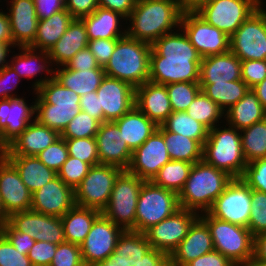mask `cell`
<instances>
[{"mask_svg": "<svg viewBox=\"0 0 266 266\" xmlns=\"http://www.w3.org/2000/svg\"><path fill=\"white\" fill-rule=\"evenodd\" d=\"M151 46L149 81L163 85L199 82L202 58L182 29L163 35Z\"/></svg>", "mask_w": 266, "mask_h": 266, "instance_id": "obj_1", "label": "cell"}, {"mask_svg": "<svg viewBox=\"0 0 266 266\" xmlns=\"http://www.w3.org/2000/svg\"><path fill=\"white\" fill-rule=\"evenodd\" d=\"M34 87V88H33ZM35 97L34 119L59 134L69 122L80 113V96L62 86L54 75L40 77L33 83Z\"/></svg>", "mask_w": 266, "mask_h": 266, "instance_id": "obj_2", "label": "cell"}, {"mask_svg": "<svg viewBox=\"0 0 266 266\" xmlns=\"http://www.w3.org/2000/svg\"><path fill=\"white\" fill-rule=\"evenodd\" d=\"M182 14L178 0H137L126 19V23L130 22L126 34L152 45L158 38L180 28Z\"/></svg>", "mask_w": 266, "mask_h": 266, "instance_id": "obj_3", "label": "cell"}, {"mask_svg": "<svg viewBox=\"0 0 266 266\" xmlns=\"http://www.w3.org/2000/svg\"><path fill=\"white\" fill-rule=\"evenodd\" d=\"M232 180L233 177L227 172L213 167L204 160L194 163L178 194L180 208L198 214L208 212Z\"/></svg>", "mask_w": 266, "mask_h": 266, "instance_id": "obj_4", "label": "cell"}, {"mask_svg": "<svg viewBox=\"0 0 266 266\" xmlns=\"http://www.w3.org/2000/svg\"><path fill=\"white\" fill-rule=\"evenodd\" d=\"M151 49V44L126 34L118 39L104 67L105 75L127 82L134 88L139 87L149 81Z\"/></svg>", "mask_w": 266, "mask_h": 266, "instance_id": "obj_5", "label": "cell"}, {"mask_svg": "<svg viewBox=\"0 0 266 266\" xmlns=\"http://www.w3.org/2000/svg\"><path fill=\"white\" fill-rule=\"evenodd\" d=\"M218 125L209 130L203 145V160L233 178H241L247 165L242 150L241 133L235 127Z\"/></svg>", "mask_w": 266, "mask_h": 266, "instance_id": "obj_6", "label": "cell"}, {"mask_svg": "<svg viewBox=\"0 0 266 266\" xmlns=\"http://www.w3.org/2000/svg\"><path fill=\"white\" fill-rule=\"evenodd\" d=\"M199 217L210 230L214 250L237 266L247 264L253 258L254 236L247 227L212 217L208 212L199 214Z\"/></svg>", "mask_w": 266, "mask_h": 266, "instance_id": "obj_7", "label": "cell"}, {"mask_svg": "<svg viewBox=\"0 0 266 266\" xmlns=\"http://www.w3.org/2000/svg\"><path fill=\"white\" fill-rule=\"evenodd\" d=\"M143 179L123 170L114 182L107 206L101 213L124 230L136 231V209Z\"/></svg>", "mask_w": 266, "mask_h": 266, "instance_id": "obj_8", "label": "cell"}, {"mask_svg": "<svg viewBox=\"0 0 266 266\" xmlns=\"http://www.w3.org/2000/svg\"><path fill=\"white\" fill-rule=\"evenodd\" d=\"M179 209L177 193L144 181L137 201L136 231L144 233Z\"/></svg>", "mask_w": 266, "mask_h": 266, "instance_id": "obj_9", "label": "cell"}, {"mask_svg": "<svg viewBox=\"0 0 266 266\" xmlns=\"http://www.w3.org/2000/svg\"><path fill=\"white\" fill-rule=\"evenodd\" d=\"M123 170L106 164L91 166L74 190L75 205L102 211L108 204L114 182Z\"/></svg>", "mask_w": 266, "mask_h": 266, "instance_id": "obj_10", "label": "cell"}, {"mask_svg": "<svg viewBox=\"0 0 266 266\" xmlns=\"http://www.w3.org/2000/svg\"><path fill=\"white\" fill-rule=\"evenodd\" d=\"M230 51L241 61L266 60V10L263 7L230 36Z\"/></svg>", "mask_w": 266, "mask_h": 266, "instance_id": "obj_11", "label": "cell"}, {"mask_svg": "<svg viewBox=\"0 0 266 266\" xmlns=\"http://www.w3.org/2000/svg\"><path fill=\"white\" fill-rule=\"evenodd\" d=\"M259 8L253 0H208L195 12L230 37Z\"/></svg>", "mask_w": 266, "mask_h": 266, "instance_id": "obj_12", "label": "cell"}, {"mask_svg": "<svg viewBox=\"0 0 266 266\" xmlns=\"http://www.w3.org/2000/svg\"><path fill=\"white\" fill-rule=\"evenodd\" d=\"M180 29L187 35L201 58L230 51V37L208 24L195 11H183Z\"/></svg>", "mask_w": 266, "mask_h": 266, "instance_id": "obj_13", "label": "cell"}, {"mask_svg": "<svg viewBox=\"0 0 266 266\" xmlns=\"http://www.w3.org/2000/svg\"><path fill=\"white\" fill-rule=\"evenodd\" d=\"M251 195L252 190L242 179L233 178L208 213L220 220L248 227L252 208Z\"/></svg>", "mask_w": 266, "mask_h": 266, "instance_id": "obj_14", "label": "cell"}, {"mask_svg": "<svg viewBox=\"0 0 266 266\" xmlns=\"http://www.w3.org/2000/svg\"><path fill=\"white\" fill-rule=\"evenodd\" d=\"M198 217V213L180 208L173 215L150 227L144 234L151 248L170 256Z\"/></svg>", "mask_w": 266, "mask_h": 266, "instance_id": "obj_15", "label": "cell"}, {"mask_svg": "<svg viewBox=\"0 0 266 266\" xmlns=\"http://www.w3.org/2000/svg\"><path fill=\"white\" fill-rule=\"evenodd\" d=\"M124 229L115 225L102 213L95 219L84 242L80 245L85 266H95L104 261L117 245Z\"/></svg>", "mask_w": 266, "mask_h": 266, "instance_id": "obj_16", "label": "cell"}, {"mask_svg": "<svg viewBox=\"0 0 266 266\" xmlns=\"http://www.w3.org/2000/svg\"><path fill=\"white\" fill-rule=\"evenodd\" d=\"M7 222L15 230L29 234L35 241H47L57 245L65 242L61 217L27 210L12 213Z\"/></svg>", "mask_w": 266, "mask_h": 266, "instance_id": "obj_17", "label": "cell"}, {"mask_svg": "<svg viewBox=\"0 0 266 266\" xmlns=\"http://www.w3.org/2000/svg\"><path fill=\"white\" fill-rule=\"evenodd\" d=\"M170 160L164 137L156 129L139 148L132 152L127 171L144 181H152L161 167Z\"/></svg>", "mask_w": 266, "mask_h": 266, "instance_id": "obj_18", "label": "cell"}, {"mask_svg": "<svg viewBox=\"0 0 266 266\" xmlns=\"http://www.w3.org/2000/svg\"><path fill=\"white\" fill-rule=\"evenodd\" d=\"M96 93L103 109V122L115 121L135 106V88L119 79L105 75Z\"/></svg>", "mask_w": 266, "mask_h": 266, "instance_id": "obj_19", "label": "cell"}, {"mask_svg": "<svg viewBox=\"0 0 266 266\" xmlns=\"http://www.w3.org/2000/svg\"><path fill=\"white\" fill-rule=\"evenodd\" d=\"M0 199L8 216L31 208L32 193L24 185L18 170L7 158L0 159Z\"/></svg>", "mask_w": 266, "mask_h": 266, "instance_id": "obj_20", "label": "cell"}, {"mask_svg": "<svg viewBox=\"0 0 266 266\" xmlns=\"http://www.w3.org/2000/svg\"><path fill=\"white\" fill-rule=\"evenodd\" d=\"M95 140L100 164L113 165L122 170L128 169L132 151L113 121L100 124Z\"/></svg>", "mask_w": 266, "mask_h": 266, "instance_id": "obj_21", "label": "cell"}, {"mask_svg": "<svg viewBox=\"0 0 266 266\" xmlns=\"http://www.w3.org/2000/svg\"><path fill=\"white\" fill-rule=\"evenodd\" d=\"M75 205L74 190L58 176L32 194L30 210L62 217Z\"/></svg>", "mask_w": 266, "mask_h": 266, "instance_id": "obj_22", "label": "cell"}, {"mask_svg": "<svg viewBox=\"0 0 266 266\" xmlns=\"http://www.w3.org/2000/svg\"><path fill=\"white\" fill-rule=\"evenodd\" d=\"M8 9L13 47H28L36 36L38 17L34 0H10Z\"/></svg>", "mask_w": 266, "mask_h": 266, "instance_id": "obj_23", "label": "cell"}, {"mask_svg": "<svg viewBox=\"0 0 266 266\" xmlns=\"http://www.w3.org/2000/svg\"><path fill=\"white\" fill-rule=\"evenodd\" d=\"M214 250L213 240L207 224L198 217L188 230L186 237L169 256L171 266H185Z\"/></svg>", "mask_w": 266, "mask_h": 266, "instance_id": "obj_24", "label": "cell"}, {"mask_svg": "<svg viewBox=\"0 0 266 266\" xmlns=\"http://www.w3.org/2000/svg\"><path fill=\"white\" fill-rule=\"evenodd\" d=\"M135 106L157 126L173 112L166 85L151 81L135 88Z\"/></svg>", "mask_w": 266, "mask_h": 266, "instance_id": "obj_25", "label": "cell"}, {"mask_svg": "<svg viewBox=\"0 0 266 266\" xmlns=\"http://www.w3.org/2000/svg\"><path fill=\"white\" fill-rule=\"evenodd\" d=\"M32 103L28 106L22 97L0 100V130L9 144L35 120V102Z\"/></svg>", "mask_w": 266, "mask_h": 266, "instance_id": "obj_26", "label": "cell"}, {"mask_svg": "<svg viewBox=\"0 0 266 266\" xmlns=\"http://www.w3.org/2000/svg\"><path fill=\"white\" fill-rule=\"evenodd\" d=\"M60 138V134L36 120L10 143L8 156H36Z\"/></svg>", "mask_w": 266, "mask_h": 266, "instance_id": "obj_27", "label": "cell"}, {"mask_svg": "<svg viewBox=\"0 0 266 266\" xmlns=\"http://www.w3.org/2000/svg\"><path fill=\"white\" fill-rule=\"evenodd\" d=\"M241 79V60L231 51L201 59L199 84H213Z\"/></svg>", "mask_w": 266, "mask_h": 266, "instance_id": "obj_28", "label": "cell"}, {"mask_svg": "<svg viewBox=\"0 0 266 266\" xmlns=\"http://www.w3.org/2000/svg\"><path fill=\"white\" fill-rule=\"evenodd\" d=\"M88 34L82 19L74 18L66 32L48 51V55L55 65L63 66L80 50L87 47Z\"/></svg>", "mask_w": 266, "mask_h": 266, "instance_id": "obj_29", "label": "cell"}, {"mask_svg": "<svg viewBox=\"0 0 266 266\" xmlns=\"http://www.w3.org/2000/svg\"><path fill=\"white\" fill-rule=\"evenodd\" d=\"M113 122L118 126L122 137L132 152L139 148L158 128L136 106Z\"/></svg>", "mask_w": 266, "mask_h": 266, "instance_id": "obj_30", "label": "cell"}, {"mask_svg": "<svg viewBox=\"0 0 266 266\" xmlns=\"http://www.w3.org/2000/svg\"><path fill=\"white\" fill-rule=\"evenodd\" d=\"M81 19L84 22L89 40L119 39L126 35V30L120 29L122 27L120 20H126V18L118 12L98 7L90 15Z\"/></svg>", "mask_w": 266, "mask_h": 266, "instance_id": "obj_31", "label": "cell"}, {"mask_svg": "<svg viewBox=\"0 0 266 266\" xmlns=\"http://www.w3.org/2000/svg\"><path fill=\"white\" fill-rule=\"evenodd\" d=\"M54 78L64 87L73 90L80 97L98 89L105 77L104 67L86 70H71L65 65L54 70Z\"/></svg>", "mask_w": 266, "mask_h": 266, "instance_id": "obj_32", "label": "cell"}, {"mask_svg": "<svg viewBox=\"0 0 266 266\" xmlns=\"http://www.w3.org/2000/svg\"><path fill=\"white\" fill-rule=\"evenodd\" d=\"M7 159L18 170L21 180L32 194L57 176L37 156H7Z\"/></svg>", "mask_w": 266, "mask_h": 266, "instance_id": "obj_33", "label": "cell"}, {"mask_svg": "<svg viewBox=\"0 0 266 266\" xmlns=\"http://www.w3.org/2000/svg\"><path fill=\"white\" fill-rule=\"evenodd\" d=\"M266 117V110L262 107L256 93L249 89L243 98L225 112L226 123L237 130L250 127Z\"/></svg>", "mask_w": 266, "mask_h": 266, "instance_id": "obj_34", "label": "cell"}, {"mask_svg": "<svg viewBox=\"0 0 266 266\" xmlns=\"http://www.w3.org/2000/svg\"><path fill=\"white\" fill-rule=\"evenodd\" d=\"M101 211L74 205L61 217L66 242L81 245Z\"/></svg>", "mask_w": 266, "mask_h": 266, "instance_id": "obj_35", "label": "cell"}, {"mask_svg": "<svg viewBox=\"0 0 266 266\" xmlns=\"http://www.w3.org/2000/svg\"><path fill=\"white\" fill-rule=\"evenodd\" d=\"M73 19L74 17L64 9L47 19L39 20L35 39L29 47L48 52L66 32Z\"/></svg>", "mask_w": 266, "mask_h": 266, "instance_id": "obj_36", "label": "cell"}, {"mask_svg": "<svg viewBox=\"0 0 266 266\" xmlns=\"http://www.w3.org/2000/svg\"><path fill=\"white\" fill-rule=\"evenodd\" d=\"M18 48L21 52L11 58V63H8L9 61L7 60V64L14 69L20 77L31 79L38 73L41 74L45 71L48 74H54V69L52 67L49 68L53 63L47 51L39 50V52H37L38 50L32 49L29 46Z\"/></svg>", "mask_w": 266, "mask_h": 266, "instance_id": "obj_37", "label": "cell"}, {"mask_svg": "<svg viewBox=\"0 0 266 266\" xmlns=\"http://www.w3.org/2000/svg\"><path fill=\"white\" fill-rule=\"evenodd\" d=\"M163 135L171 160L196 163L203 160V145L194 139L167 131L162 125L157 128Z\"/></svg>", "mask_w": 266, "mask_h": 266, "instance_id": "obj_38", "label": "cell"}, {"mask_svg": "<svg viewBox=\"0 0 266 266\" xmlns=\"http://www.w3.org/2000/svg\"><path fill=\"white\" fill-rule=\"evenodd\" d=\"M151 249L144 233L124 230L120 235L114 253L125 266H135Z\"/></svg>", "mask_w": 266, "mask_h": 266, "instance_id": "obj_39", "label": "cell"}, {"mask_svg": "<svg viewBox=\"0 0 266 266\" xmlns=\"http://www.w3.org/2000/svg\"><path fill=\"white\" fill-rule=\"evenodd\" d=\"M201 91L215 102L224 113L236 104L250 89L241 80L213 84H200Z\"/></svg>", "mask_w": 266, "mask_h": 266, "instance_id": "obj_40", "label": "cell"}, {"mask_svg": "<svg viewBox=\"0 0 266 266\" xmlns=\"http://www.w3.org/2000/svg\"><path fill=\"white\" fill-rule=\"evenodd\" d=\"M192 166V163L186 161L170 160L161 167L152 182L179 194L189 177Z\"/></svg>", "mask_w": 266, "mask_h": 266, "instance_id": "obj_41", "label": "cell"}, {"mask_svg": "<svg viewBox=\"0 0 266 266\" xmlns=\"http://www.w3.org/2000/svg\"><path fill=\"white\" fill-rule=\"evenodd\" d=\"M240 133L242 150L247 163L266 158V117L242 129Z\"/></svg>", "mask_w": 266, "mask_h": 266, "instance_id": "obj_42", "label": "cell"}, {"mask_svg": "<svg viewBox=\"0 0 266 266\" xmlns=\"http://www.w3.org/2000/svg\"><path fill=\"white\" fill-rule=\"evenodd\" d=\"M162 126L169 132L197 140L202 145L207 140L209 132L203 124L190 117L186 111L172 112Z\"/></svg>", "mask_w": 266, "mask_h": 266, "instance_id": "obj_43", "label": "cell"}, {"mask_svg": "<svg viewBox=\"0 0 266 266\" xmlns=\"http://www.w3.org/2000/svg\"><path fill=\"white\" fill-rule=\"evenodd\" d=\"M186 112L190 117L203 124L208 130L217 126L219 120L225 116L224 111L202 91L189 105Z\"/></svg>", "mask_w": 266, "mask_h": 266, "instance_id": "obj_44", "label": "cell"}, {"mask_svg": "<svg viewBox=\"0 0 266 266\" xmlns=\"http://www.w3.org/2000/svg\"><path fill=\"white\" fill-rule=\"evenodd\" d=\"M167 93L173 112L186 111L201 92L199 82H178L167 84Z\"/></svg>", "mask_w": 266, "mask_h": 266, "instance_id": "obj_45", "label": "cell"}, {"mask_svg": "<svg viewBox=\"0 0 266 266\" xmlns=\"http://www.w3.org/2000/svg\"><path fill=\"white\" fill-rule=\"evenodd\" d=\"M100 123L84 111H80L65 127L60 137L63 139L95 137Z\"/></svg>", "mask_w": 266, "mask_h": 266, "instance_id": "obj_46", "label": "cell"}, {"mask_svg": "<svg viewBox=\"0 0 266 266\" xmlns=\"http://www.w3.org/2000/svg\"><path fill=\"white\" fill-rule=\"evenodd\" d=\"M69 156L89 163L91 166L100 164L95 137L65 139Z\"/></svg>", "mask_w": 266, "mask_h": 266, "instance_id": "obj_47", "label": "cell"}, {"mask_svg": "<svg viewBox=\"0 0 266 266\" xmlns=\"http://www.w3.org/2000/svg\"><path fill=\"white\" fill-rule=\"evenodd\" d=\"M91 165L80 159L69 156L64 162L61 169L57 172V176L73 190L82 182L88 174Z\"/></svg>", "mask_w": 266, "mask_h": 266, "instance_id": "obj_48", "label": "cell"}, {"mask_svg": "<svg viewBox=\"0 0 266 266\" xmlns=\"http://www.w3.org/2000/svg\"><path fill=\"white\" fill-rule=\"evenodd\" d=\"M248 229L253 236L266 232V193L252 190Z\"/></svg>", "mask_w": 266, "mask_h": 266, "instance_id": "obj_49", "label": "cell"}, {"mask_svg": "<svg viewBox=\"0 0 266 266\" xmlns=\"http://www.w3.org/2000/svg\"><path fill=\"white\" fill-rule=\"evenodd\" d=\"M36 156L43 164L57 173L69 157L65 139L60 137Z\"/></svg>", "mask_w": 266, "mask_h": 266, "instance_id": "obj_50", "label": "cell"}, {"mask_svg": "<svg viewBox=\"0 0 266 266\" xmlns=\"http://www.w3.org/2000/svg\"><path fill=\"white\" fill-rule=\"evenodd\" d=\"M251 190L266 193V158L247 163L241 178Z\"/></svg>", "mask_w": 266, "mask_h": 266, "instance_id": "obj_51", "label": "cell"}, {"mask_svg": "<svg viewBox=\"0 0 266 266\" xmlns=\"http://www.w3.org/2000/svg\"><path fill=\"white\" fill-rule=\"evenodd\" d=\"M50 266H85L80 246L66 241L58 244Z\"/></svg>", "mask_w": 266, "mask_h": 266, "instance_id": "obj_52", "label": "cell"}, {"mask_svg": "<svg viewBox=\"0 0 266 266\" xmlns=\"http://www.w3.org/2000/svg\"><path fill=\"white\" fill-rule=\"evenodd\" d=\"M0 266H33L28 256L19 253L1 232Z\"/></svg>", "mask_w": 266, "mask_h": 266, "instance_id": "obj_53", "label": "cell"}, {"mask_svg": "<svg viewBox=\"0 0 266 266\" xmlns=\"http://www.w3.org/2000/svg\"><path fill=\"white\" fill-rule=\"evenodd\" d=\"M241 77L252 89L266 78V60L241 61Z\"/></svg>", "mask_w": 266, "mask_h": 266, "instance_id": "obj_54", "label": "cell"}, {"mask_svg": "<svg viewBox=\"0 0 266 266\" xmlns=\"http://www.w3.org/2000/svg\"><path fill=\"white\" fill-rule=\"evenodd\" d=\"M56 249L57 244L47 241H35L27 256L33 266H50Z\"/></svg>", "mask_w": 266, "mask_h": 266, "instance_id": "obj_55", "label": "cell"}, {"mask_svg": "<svg viewBox=\"0 0 266 266\" xmlns=\"http://www.w3.org/2000/svg\"><path fill=\"white\" fill-rule=\"evenodd\" d=\"M0 232L9 240V242L21 254L27 255L29 250L35 243V239H33L29 234L21 233L15 230L8 222H6L2 226Z\"/></svg>", "mask_w": 266, "mask_h": 266, "instance_id": "obj_56", "label": "cell"}, {"mask_svg": "<svg viewBox=\"0 0 266 266\" xmlns=\"http://www.w3.org/2000/svg\"><path fill=\"white\" fill-rule=\"evenodd\" d=\"M117 41L118 39L89 40L87 48L94 55L98 64L105 67L114 52Z\"/></svg>", "mask_w": 266, "mask_h": 266, "instance_id": "obj_57", "label": "cell"}, {"mask_svg": "<svg viewBox=\"0 0 266 266\" xmlns=\"http://www.w3.org/2000/svg\"><path fill=\"white\" fill-rule=\"evenodd\" d=\"M21 78L22 77H20L8 64L0 69V100L19 97L12 91L16 89ZM7 82L8 84L10 83L9 86L7 85Z\"/></svg>", "mask_w": 266, "mask_h": 266, "instance_id": "obj_58", "label": "cell"}, {"mask_svg": "<svg viewBox=\"0 0 266 266\" xmlns=\"http://www.w3.org/2000/svg\"><path fill=\"white\" fill-rule=\"evenodd\" d=\"M68 69L71 70H86V69H96L99 68L94 55L90 52V50L86 47L83 50L77 52L65 65Z\"/></svg>", "mask_w": 266, "mask_h": 266, "instance_id": "obj_59", "label": "cell"}, {"mask_svg": "<svg viewBox=\"0 0 266 266\" xmlns=\"http://www.w3.org/2000/svg\"><path fill=\"white\" fill-rule=\"evenodd\" d=\"M98 0H66L65 9L74 17L81 19L98 8Z\"/></svg>", "mask_w": 266, "mask_h": 266, "instance_id": "obj_60", "label": "cell"}, {"mask_svg": "<svg viewBox=\"0 0 266 266\" xmlns=\"http://www.w3.org/2000/svg\"><path fill=\"white\" fill-rule=\"evenodd\" d=\"M185 266H236V264L217 250H212L211 252L191 260Z\"/></svg>", "mask_w": 266, "mask_h": 266, "instance_id": "obj_61", "label": "cell"}, {"mask_svg": "<svg viewBox=\"0 0 266 266\" xmlns=\"http://www.w3.org/2000/svg\"><path fill=\"white\" fill-rule=\"evenodd\" d=\"M80 108L92 118H95L100 124L103 123V109L100 108L96 91L80 97Z\"/></svg>", "mask_w": 266, "mask_h": 266, "instance_id": "obj_62", "label": "cell"}, {"mask_svg": "<svg viewBox=\"0 0 266 266\" xmlns=\"http://www.w3.org/2000/svg\"><path fill=\"white\" fill-rule=\"evenodd\" d=\"M36 15L39 20H44L53 14L65 9L63 0H34Z\"/></svg>", "mask_w": 266, "mask_h": 266, "instance_id": "obj_63", "label": "cell"}, {"mask_svg": "<svg viewBox=\"0 0 266 266\" xmlns=\"http://www.w3.org/2000/svg\"><path fill=\"white\" fill-rule=\"evenodd\" d=\"M137 0H98V6L120 13L126 19L130 16Z\"/></svg>", "mask_w": 266, "mask_h": 266, "instance_id": "obj_64", "label": "cell"}, {"mask_svg": "<svg viewBox=\"0 0 266 266\" xmlns=\"http://www.w3.org/2000/svg\"><path fill=\"white\" fill-rule=\"evenodd\" d=\"M135 266H171V263L166 253L151 248Z\"/></svg>", "mask_w": 266, "mask_h": 266, "instance_id": "obj_65", "label": "cell"}, {"mask_svg": "<svg viewBox=\"0 0 266 266\" xmlns=\"http://www.w3.org/2000/svg\"><path fill=\"white\" fill-rule=\"evenodd\" d=\"M7 13L8 12L4 13L3 10L2 12L0 11V43L12 48L13 40Z\"/></svg>", "mask_w": 266, "mask_h": 266, "instance_id": "obj_66", "label": "cell"}, {"mask_svg": "<svg viewBox=\"0 0 266 266\" xmlns=\"http://www.w3.org/2000/svg\"><path fill=\"white\" fill-rule=\"evenodd\" d=\"M253 259L266 263V232L254 236Z\"/></svg>", "mask_w": 266, "mask_h": 266, "instance_id": "obj_67", "label": "cell"}, {"mask_svg": "<svg viewBox=\"0 0 266 266\" xmlns=\"http://www.w3.org/2000/svg\"><path fill=\"white\" fill-rule=\"evenodd\" d=\"M208 0H178L180 8L183 11H196L202 4Z\"/></svg>", "mask_w": 266, "mask_h": 266, "instance_id": "obj_68", "label": "cell"}, {"mask_svg": "<svg viewBox=\"0 0 266 266\" xmlns=\"http://www.w3.org/2000/svg\"><path fill=\"white\" fill-rule=\"evenodd\" d=\"M252 90L256 93L259 102L266 110V78L262 82L254 86Z\"/></svg>", "mask_w": 266, "mask_h": 266, "instance_id": "obj_69", "label": "cell"}, {"mask_svg": "<svg viewBox=\"0 0 266 266\" xmlns=\"http://www.w3.org/2000/svg\"><path fill=\"white\" fill-rule=\"evenodd\" d=\"M95 266H125L113 252L104 261L98 262Z\"/></svg>", "mask_w": 266, "mask_h": 266, "instance_id": "obj_70", "label": "cell"}, {"mask_svg": "<svg viewBox=\"0 0 266 266\" xmlns=\"http://www.w3.org/2000/svg\"><path fill=\"white\" fill-rule=\"evenodd\" d=\"M10 152V144L8 141L3 137V133L0 130V159L7 158Z\"/></svg>", "mask_w": 266, "mask_h": 266, "instance_id": "obj_71", "label": "cell"}, {"mask_svg": "<svg viewBox=\"0 0 266 266\" xmlns=\"http://www.w3.org/2000/svg\"><path fill=\"white\" fill-rule=\"evenodd\" d=\"M9 52L11 53L10 48L0 43V69L7 64L6 57L9 56Z\"/></svg>", "mask_w": 266, "mask_h": 266, "instance_id": "obj_72", "label": "cell"}, {"mask_svg": "<svg viewBox=\"0 0 266 266\" xmlns=\"http://www.w3.org/2000/svg\"><path fill=\"white\" fill-rule=\"evenodd\" d=\"M7 220H8V215L5 213V210L2 206L1 199H0V229L7 222Z\"/></svg>", "mask_w": 266, "mask_h": 266, "instance_id": "obj_73", "label": "cell"}, {"mask_svg": "<svg viewBox=\"0 0 266 266\" xmlns=\"http://www.w3.org/2000/svg\"><path fill=\"white\" fill-rule=\"evenodd\" d=\"M242 266H266L265 262L256 261L253 258L247 263Z\"/></svg>", "mask_w": 266, "mask_h": 266, "instance_id": "obj_74", "label": "cell"}, {"mask_svg": "<svg viewBox=\"0 0 266 266\" xmlns=\"http://www.w3.org/2000/svg\"><path fill=\"white\" fill-rule=\"evenodd\" d=\"M257 5H259L260 7L263 6L264 2L262 0H253ZM263 3V4H262Z\"/></svg>", "mask_w": 266, "mask_h": 266, "instance_id": "obj_75", "label": "cell"}]
</instances>
